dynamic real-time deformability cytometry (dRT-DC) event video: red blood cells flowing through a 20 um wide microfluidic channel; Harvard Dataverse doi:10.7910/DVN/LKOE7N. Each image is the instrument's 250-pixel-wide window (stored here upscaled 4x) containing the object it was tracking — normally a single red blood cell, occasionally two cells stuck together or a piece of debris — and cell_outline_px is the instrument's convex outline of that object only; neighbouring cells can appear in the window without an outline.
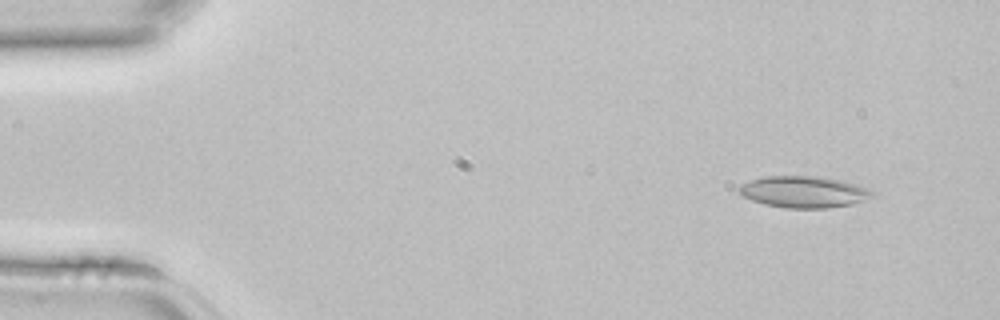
{"species": "common noctule bat (a hibernating species)", "species_latin": "Nyctalus noctula", "temperature_condition": "room temperature", "stored_images_in_passage": 2, "camera_frame_rate_fps": 3000, "um_per_image_px": 0.085, "animal": {"sex": "female", "body_mass_g": 22.7, "forearm_length_mm": 54.2}, "frame": {"image": 1, "passage_image": 1, "time_ms": 0.0, "image_size_px": [1000, 320], "cell_outline_px": [[876, 192], [872, 196], [852, 204], [828, 208], [784, 208], [764, 204], [752, 200], [744, 196], [736, 188], [752, 180], [764, 176], [816, 176], [836, 180], [868, 188]], "centroid_in_image_um": [68.3, 16.32], "position_along_channel_um": 16.7, "area_um2": 24.1}}